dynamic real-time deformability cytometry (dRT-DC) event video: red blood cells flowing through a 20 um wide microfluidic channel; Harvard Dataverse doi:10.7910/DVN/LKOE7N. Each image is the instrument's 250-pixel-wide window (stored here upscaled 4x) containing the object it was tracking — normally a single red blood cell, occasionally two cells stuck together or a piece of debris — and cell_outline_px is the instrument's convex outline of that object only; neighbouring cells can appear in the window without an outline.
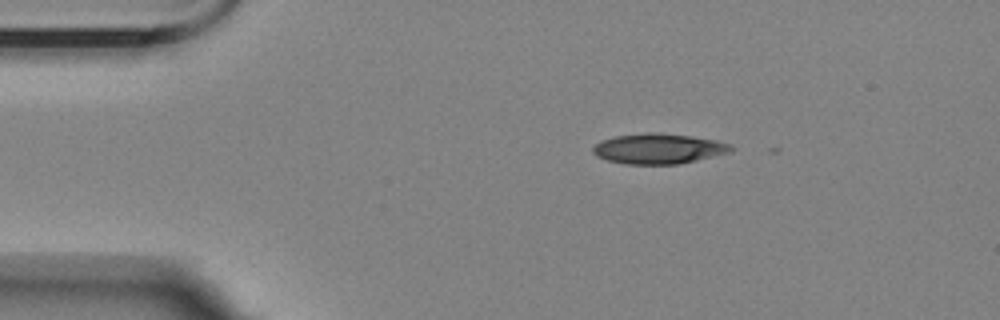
{"species": "Egyptian fruit bat (a non-hibernating species)", "species_latin": "Rousettus aegyptiacus", "temperature_condition": "room temperature", "stored_images_in_passage": 3, "camera_frame_rate_fps": 3000, "um_per_image_px": 0.085, "animal": {"sex": "female"}, "frame": {"image": 1, "passage_image": 1, "time_ms": 0.0, "image_size_px": [1000, 320], "cell_outline_px": [[736, 148], [728, 152], [680, 164], [624, 164], [608, 160], [596, 156], [592, 152], [592, 148], [600, 140], [616, 136], [644, 132], [652, 132], [692, 136], [716, 140], [732, 144]], "centroid_in_image_um": [55.96, 12.63], "position_along_channel_um": 29.0, "area_um2": 24.39}}